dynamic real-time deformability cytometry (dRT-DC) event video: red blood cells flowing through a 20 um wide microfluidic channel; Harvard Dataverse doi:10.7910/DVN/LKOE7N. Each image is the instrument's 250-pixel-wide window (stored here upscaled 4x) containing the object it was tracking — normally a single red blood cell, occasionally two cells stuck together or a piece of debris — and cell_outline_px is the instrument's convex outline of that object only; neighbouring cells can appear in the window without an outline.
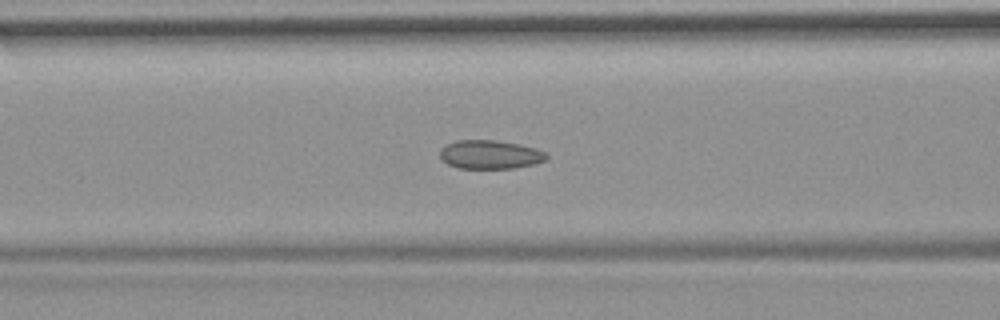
{"species": "common noctule bat (a hibernating species)", "species_latin": "Nyctalus noctula", "temperature_condition": "room temperature", "stored_images_in_passage": 13, "camera_frame_rate_fps": 3000, "um_per_image_px": 0.085, "animal": {"sex": "female", "body_mass_g": 19.9}, "frame": {"image": 1, "passage_image": 11, "time_ms": 3.333, "image_size_px": [1000, 320], "cell_outline_px": [[548, 156], [544, 160], [536, 164], [512, 168], [456, 168], [440, 160], [440, 152], [448, 144], [456, 140], [496, 140], [520, 144], [536, 148], [544, 152]], "centroid_in_image_um": [41.65, 13.14], "position_along_channel_um": 124.9, "area_um2": 17.8}}